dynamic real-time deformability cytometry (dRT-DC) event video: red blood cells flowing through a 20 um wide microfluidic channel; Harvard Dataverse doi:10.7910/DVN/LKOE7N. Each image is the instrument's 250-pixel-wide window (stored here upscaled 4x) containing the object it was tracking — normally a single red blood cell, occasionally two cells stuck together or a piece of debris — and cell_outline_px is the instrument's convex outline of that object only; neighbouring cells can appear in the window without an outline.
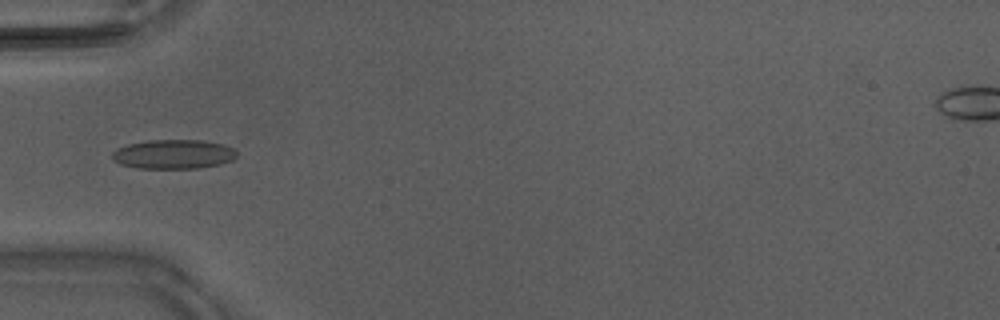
{"species": "Egyptian fruit bat (a non-hibernating species)", "species_latin": "Rousettus aegyptiacus", "temperature_condition": "warm", "stored_images_in_passage": 31, "camera_frame_rate_fps": 3000, "um_per_image_px": 0.085, "animal": {"sex": "male"}, "frame": {"image": 1, "passage_image": 1, "time_ms": 0.0, "image_size_px": [1000, 320], "cell_outline_px": [[232, 156], [228, 160], [212, 164], [188, 168], [148, 168], [124, 164], [112, 156], [120, 148], [132, 144], [164, 140], [188, 140], [216, 144], [228, 148]], "centroid_in_image_um": [14.65, 13.11], "position_along_channel_um": 70.4, "area_um2": 18.96}}
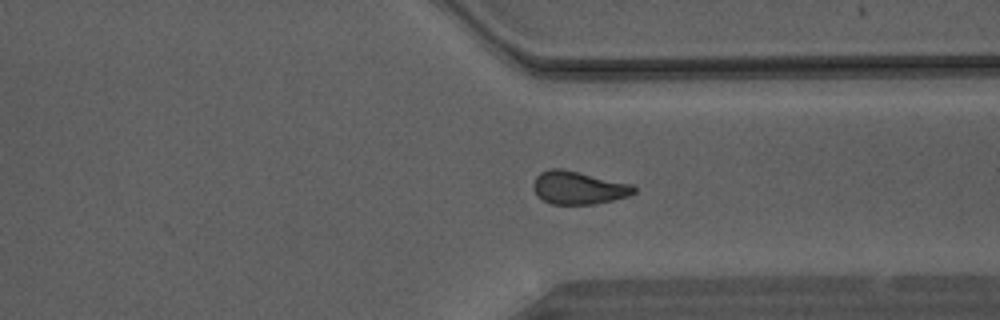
{"frame": {"image": 2, "passage_image": 20, "time_ms": 6.333, "image_size_px": [1000, 320], "cell_outline_px": [[636, 192], [624, 196], [608, 200], [588, 204], [556, 204], [544, 200], [536, 192], [536, 180], [544, 172], [576, 172], [624, 184], [636, 188]], "centroid_in_image_um": [49.19, 16.02], "position_along_channel_um": 362.2, "area_um2": 17.11}}
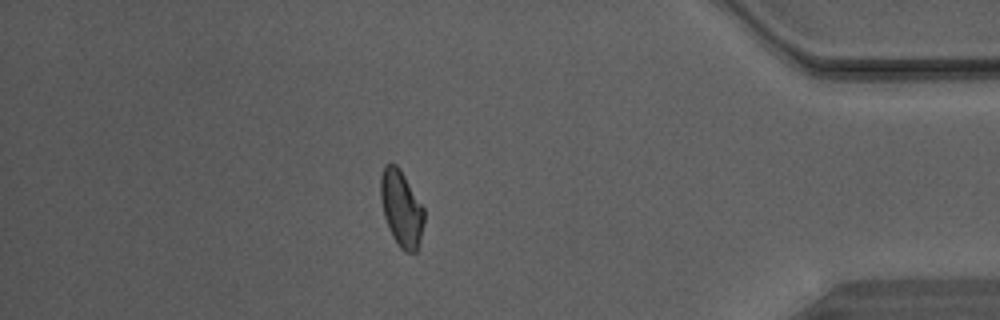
{"frame": {"image": 3, "passage_image": 25, "time_ms": 8.0, "image_size_px": [1000, 320], "cell_outline_px": [[424, 220], [416, 252], [408, 252], [396, 240], [388, 224], [384, 212], [380, 192], [380, 184], [384, 168], [388, 164], [392, 164], [400, 172], [424, 208]], "centroid_in_image_um": [34.13, 17.74], "position_along_channel_um": 401.1, "area_um2": 17.8}}